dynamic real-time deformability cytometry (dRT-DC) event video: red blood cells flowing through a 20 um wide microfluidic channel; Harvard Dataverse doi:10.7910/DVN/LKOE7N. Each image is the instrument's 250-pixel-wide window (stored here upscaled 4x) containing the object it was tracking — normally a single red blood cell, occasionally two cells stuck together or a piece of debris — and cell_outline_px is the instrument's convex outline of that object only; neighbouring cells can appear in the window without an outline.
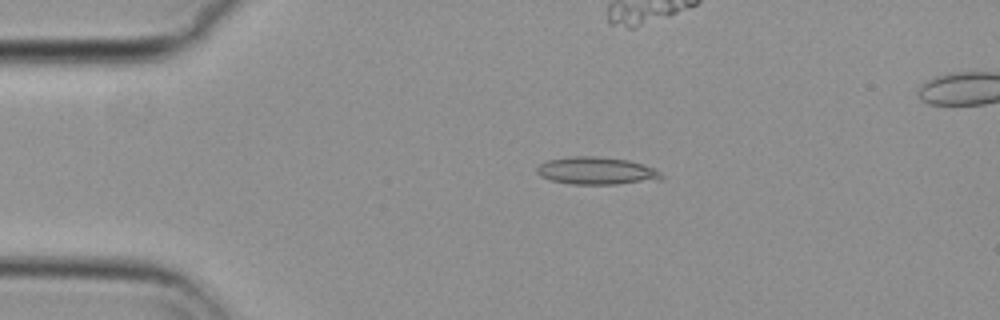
{"species": "common noctule bat (a hibernating species)", "species_latin": "Nyctalus noctula", "temperature_condition": "cold", "stored_images_in_passage": 19, "camera_frame_rate_fps": 3000, "um_per_image_px": 0.085, "animal": {"sex": "female", "body_mass_g": 29.2, "forearm_length_mm": 56.3}, "frame": {"image": 1, "passage_image": 11, "time_ms": 3.333, "image_size_px": [1000, 320], "cell_outline_px": [[664, 180], [616, 184], [572, 184], [552, 180], [540, 176], [536, 172], [536, 168], [540, 164], [548, 160], [568, 156], [596, 156], [628, 160], [652, 168], [660, 172], [664, 176]], "centroid_in_image_um": [50.71, 14.52], "position_along_channel_um": 34.3, "area_um2": 20.0}}